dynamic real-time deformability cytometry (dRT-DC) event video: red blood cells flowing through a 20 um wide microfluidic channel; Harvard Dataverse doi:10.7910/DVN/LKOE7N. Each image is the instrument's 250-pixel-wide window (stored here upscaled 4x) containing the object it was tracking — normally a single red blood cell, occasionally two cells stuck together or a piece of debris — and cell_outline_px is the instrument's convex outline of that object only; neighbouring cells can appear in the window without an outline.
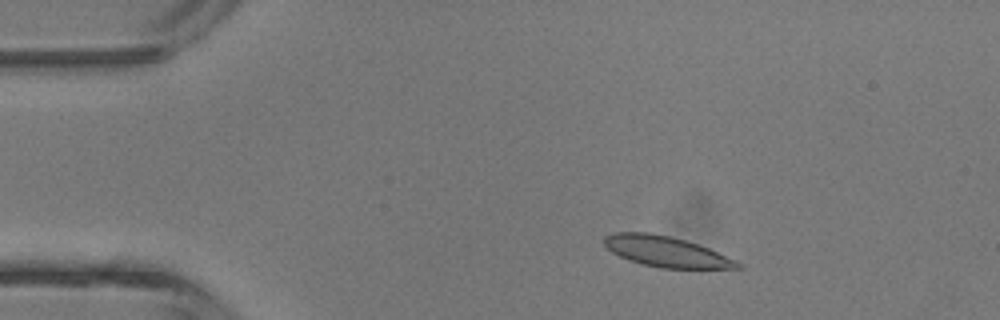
{"species": "common noctule bat (a hibernating species)", "species_latin": "Nyctalus noctula", "temperature_condition": "room temperature", "stored_images_in_passage": 5, "camera_frame_rate_fps": 3000, "um_per_image_px": 0.085, "animal": {"sex": "male", "body_mass_g": 13.3}, "frame": {"image": 1, "passage_image": 2, "time_ms": 1.0, "image_size_px": [1000, 320], "cell_outline_px": [[744, 268], [660, 268], [628, 260], [612, 252], [604, 244], [604, 236], [616, 232], [648, 232], [668, 236], [684, 240], [708, 248], [736, 260], [744, 264]], "centroid_in_image_um": [56.63, 21.39], "position_along_channel_um": 28.4, "area_um2": 23.52}}
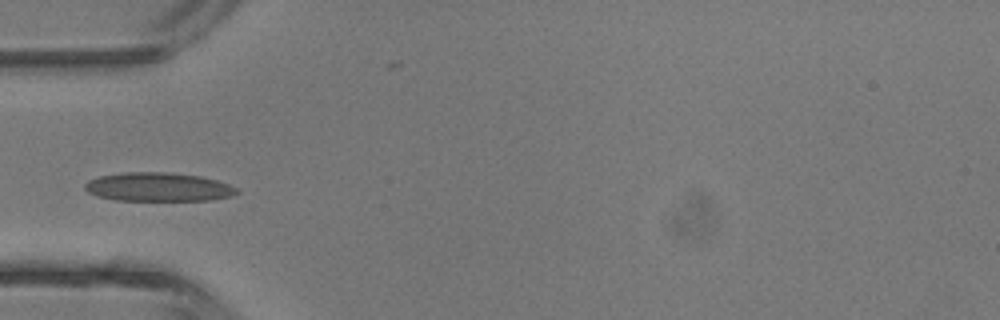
{"frame": {"image": 2, "passage_image": 3, "time_ms": 3.333, "image_size_px": [1000, 320], "cell_outline_px": [[240, 192], [232, 196], [212, 200], [116, 200], [96, 196], [88, 192], [84, 188], [84, 184], [88, 180], [100, 176], [124, 172], [168, 172], [200, 176], [216, 180], [228, 184], [236, 188]], "centroid_in_image_um": [13.44, 15.89], "position_along_channel_um": 71.6, "area_um2": 25.49}}
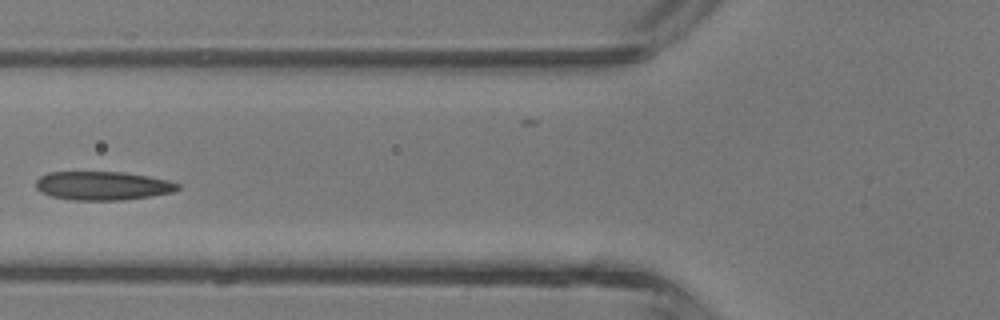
{"frame": {"image": 3, "passage_image": 4, "time_ms": 4.333, "image_size_px": [1000, 320], "cell_outline_px": [[180, 188], [172, 192], [152, 196], [124, 200], [72, 200], [52, 196], [36, 188], [36, 180], [40, 176], [48, 172], [124, 172], [148, 176], [168, 180], [180, 184]], "centroid_in_image_um": [8.75, 15.78], "position_along_channel_um": 117.0, "area_um2": 23.7}}